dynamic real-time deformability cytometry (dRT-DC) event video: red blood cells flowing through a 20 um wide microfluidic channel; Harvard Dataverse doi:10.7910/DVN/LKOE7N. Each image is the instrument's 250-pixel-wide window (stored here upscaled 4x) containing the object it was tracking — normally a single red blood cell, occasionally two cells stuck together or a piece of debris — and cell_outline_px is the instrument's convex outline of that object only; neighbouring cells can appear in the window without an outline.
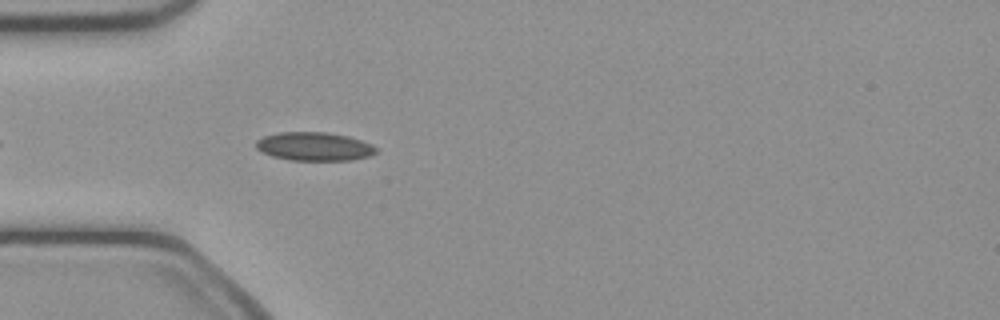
{"species": "common noctule bat (a hibernating species)", "species_latin": "Nyctalus noctula", "temperature_condition": "cold", "stored_images_in_passage": 39, "camera_frame_rate_fps": 3000, "um_per_image_px": 0.085, "animal": {"sex": "female", "body_mass_g": 21.9}, "frame": {"image": 1, "passage_image": 4, "time_ms": 1.0, "image_size_px": [1000, 320], "cell_outline_px": [[376, 152], [368, 156], [352, 160], [288, 160], [272, 156], [256, 148], [256, 140], [264, 136], [280, 132], [324, 132], [348, 136], [372, 144], [376, 148]], "centroid_in_image_um": [26.7, 12.45], "position_along_channel_um": 58.3, "area_um2": 19.83}}
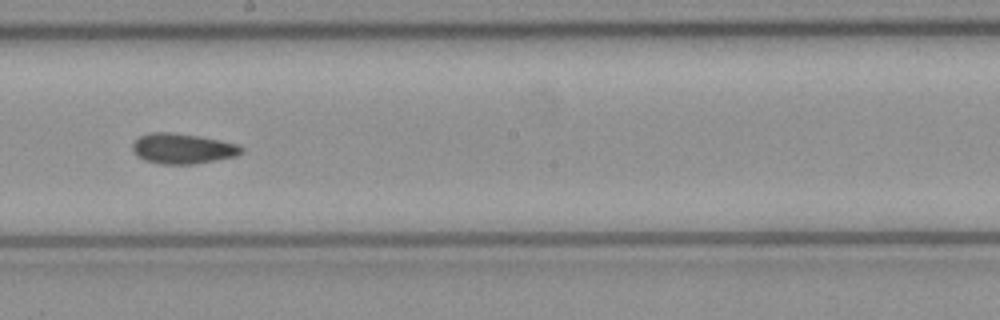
{"frame": {"image": 2, "passage_image": 17, "time_ms": 5.333, "image_size_px": [1000, 320], "cell_outline_px": [[244, 152], [236, 156], [216, 160], [192, 164], [160, 164], [144, 160], [136, 156], [132, 152], [132, 144], [140, 136], [152, 132], [172, 132], [200, 136], [220, 140], [236, 144], [244, 148]], "centroid_in_image_um": [15.51, 12.63], "position_along_channel_um": 232.7, "area_um2": 19.36}}
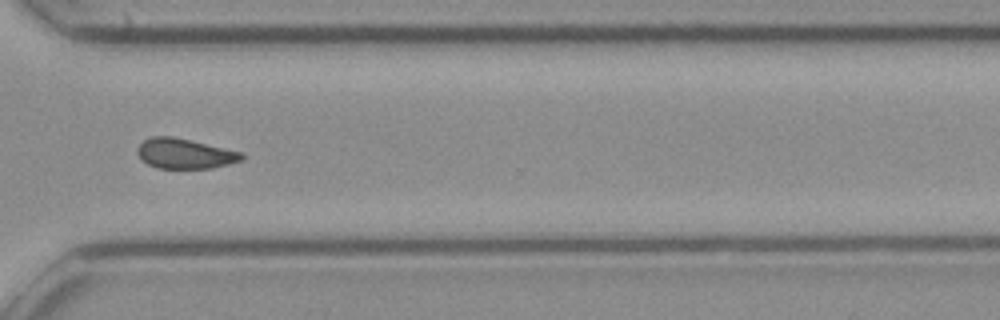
{"frame": {"image": 3, "passage_image": 26, "time_ms": 8.333, "image_size_px": [1000, 320], "cell_outline_px": [[244, 160], [212, 168], [156, 168], [148, 164], [136, 152], [136, 148], [144, 140], [152, 136], [172, 136], [192, 140], [244, 152]], "centroid_in_image_um": [15.75, 13.05], "position_along_channel_um": 354.9, "area_um2": 18.44}, "authors_computed_cell_mechanics": {"area_um2": 18.785, "velocity_mm_per_s": 4.0828, "shape_relaxation_time_tau1_ms": null, "shape_relaxation_time_tau2_ms": 6.8022, "deformation_change_tau1": null, "deformation_change_tau2": 0.0883}}